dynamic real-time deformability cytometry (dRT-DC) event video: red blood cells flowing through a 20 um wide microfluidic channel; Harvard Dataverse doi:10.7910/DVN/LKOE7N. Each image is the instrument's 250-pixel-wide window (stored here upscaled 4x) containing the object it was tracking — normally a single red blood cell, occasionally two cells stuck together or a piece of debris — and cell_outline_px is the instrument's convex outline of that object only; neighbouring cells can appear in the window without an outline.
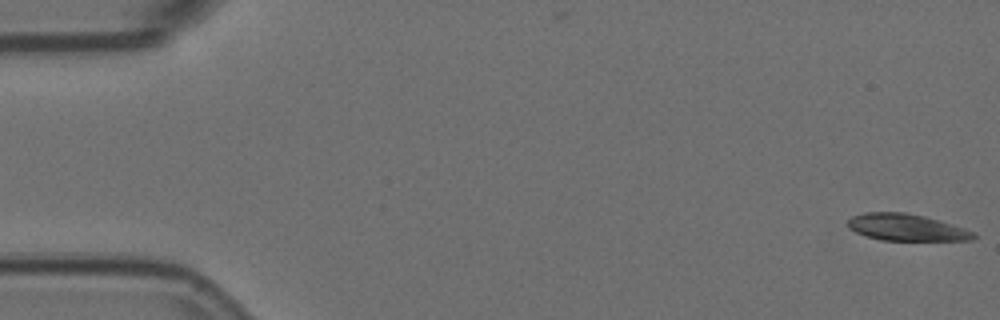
{"species": "Egyptian fruit bat (a non-hibernating species)", "species_latin": "Rousettus aegyptiacus", "temperature_condition": "room temperature", "stored_images_in_passage": 56, "camera_frame_rate_fps": 3000, "um_per_image_px": 0.085, "animal": {"sex": "female"}, "frame": {"image": 1, "passage_image": 1, "time_ms": 0.0, "image_size_px": [1000, 320], "cell_outline_px": [[976, 236], [972, 240], [880, 240], [856, 232], [848, 228], [848, 220], [852, 216], [864, 212], [904, 212], [924, 216], [940, 220], [964, 228], [972, 232]], "centroid_in_image_um": [77.02, 19.32], "position_along_channel_um": 8.0, "area_um2": 19.48}}
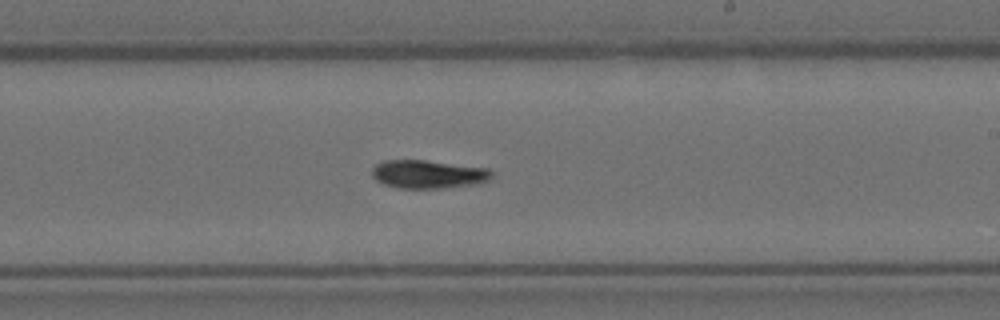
{"frame": {"image": 2, "passage_image": 33, "time_ms": 10.667, "image_size_px": [1000, 320], "cell_outline_px": [[492, 176], [488, 180], [476, 184], [444, 188], [396, 188], [384, 184], [376, 180], [372, 176], [372, 168], [376, 164], [384, 160], [424, 160], [488, 168], [492, 172]], "centroid_in_image_um": [36.37, 14.81], "position_along_channel_um": 252.6, "area_um2": 19.77}}
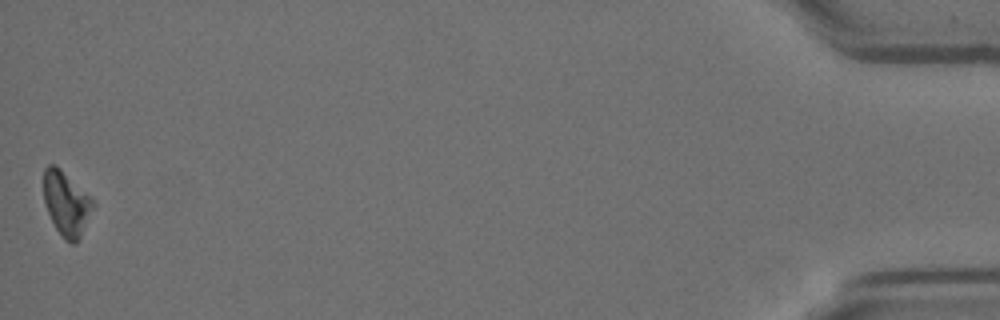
{"frame": {"image": 3, "passage_image": 56, "time_ms": 18.333, "image_size_px": [1000, 320], "cell_outline_px": [[96, 204], [76, 244], [72, 244], [64, 240], [56, 228], [48, 212], [44, 200], [44, 168], [48, 164], [56, 164], [92, 196]], "centroid_in_image_um": [5.67, 17.27], "position_along_channel_um": 429.5, "area_um2": 18.73}, "authors_computed_cell_mechanics": {"area_um2": 19.7676, "velocity_mm_per_s": 3.5875, "shape_relaxation_time_tau1_ms": 5.9532, "shape_relaxation_time_tau2_ms": null, "deformation_change_tau1": 0.1582, "deformation_change_tau2": null}}